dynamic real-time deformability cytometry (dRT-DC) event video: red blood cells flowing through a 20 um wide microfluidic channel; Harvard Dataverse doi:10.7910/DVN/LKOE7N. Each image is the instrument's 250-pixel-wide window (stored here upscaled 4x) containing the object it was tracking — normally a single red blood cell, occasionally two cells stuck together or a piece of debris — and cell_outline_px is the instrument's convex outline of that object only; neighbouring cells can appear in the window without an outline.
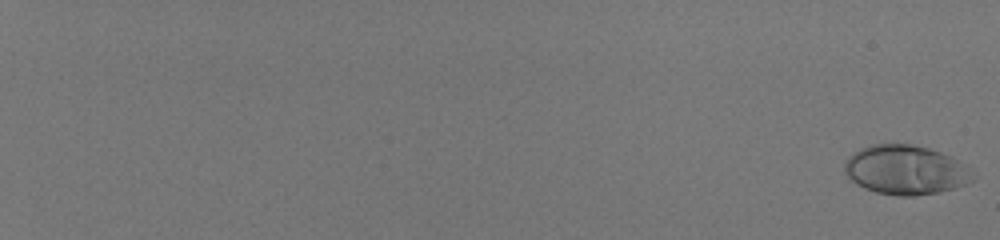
{"species": "human", "species_latin": "Homo sapiens", "temperature_condition": "room temperature", "stored_images_in_passage": 59, "camera_frame_rate_fps": 3000, "um_per_image_px": 0.085, "donor": {"sex": "male"}, "frame": {"image": 1, "passage_image": 1, "time_ms": 0.0, "image_size_px": [1000, 240], "cell_outline_px": [[976, 176], [972, 180], [964, 184], [952, 188], [936, 192], [916, 196], [896, 196], [876, 192], [864, 188], [856, 184], [844, 172], [844, 160], [852, 152], [860, 148], [872, 144], [908, 144], [928, 148], [940, 152], [956, 160]], "centroid_in_image_um": [76.89, 14.44], "position_along_channel_um": 8.1, "area_um2": 36.59}}
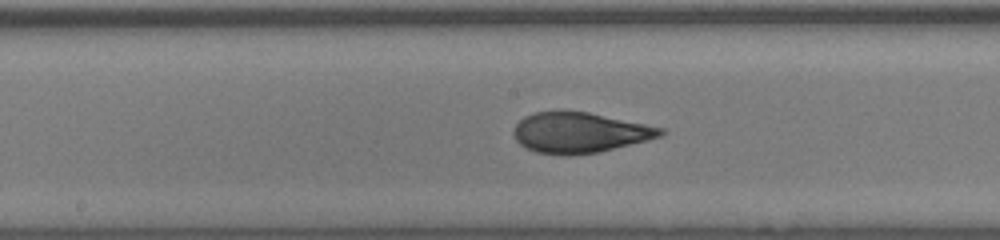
{"frame": {"image": 2, "passage_image": 38, "time_ms": 12.333, "image_size_px": [1000, 240], "cell_outline_px": [[664, 132], [660, 136], [648, 140], [600, 152], [568, 156], [564, 156], [536, 152], [524, 148], [516, 140], [512, 132], [516, 124], [524, 116], [532, 112], [560, 108], [588, 112], [664, 128]], "centroid_in_image_um": [49.2, 11.25], "position_along_channel_um": 199.0, "area_um2": 35.37}}
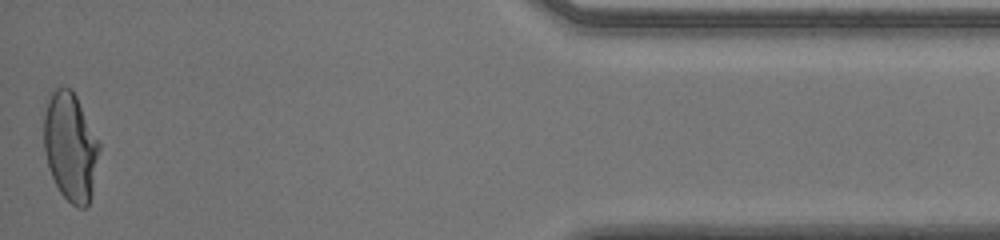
{"frame": {"image": 3, "passage_image": 59, "time_ms": 19.333, "image_size_px": [1000, 240], "cell_outline_px": [[100, 148], [92, 196], [88, 204], [84, 208], [76, 208], [60, 192], [48, 168], [44, 152], [44, 116], [48, 92], [60, 84], [64, 84], [72, 88], [100, 144]], "centroid_in_image_um": [5.97, 12.42], "position_along_channel_um": 429.2, "area_um2": 35.55}, "authors_computed_cell_mechanics": {"area_um2": 34.969, "velocity_mm_per_s": 4.0173, "shape_relaxation_time_tau1_ms": 5.1898, "shape_relaxation_time_tau2_ms": null, "deformation_change_tau1": 0.2248, "deformation_change_tau2": null}}